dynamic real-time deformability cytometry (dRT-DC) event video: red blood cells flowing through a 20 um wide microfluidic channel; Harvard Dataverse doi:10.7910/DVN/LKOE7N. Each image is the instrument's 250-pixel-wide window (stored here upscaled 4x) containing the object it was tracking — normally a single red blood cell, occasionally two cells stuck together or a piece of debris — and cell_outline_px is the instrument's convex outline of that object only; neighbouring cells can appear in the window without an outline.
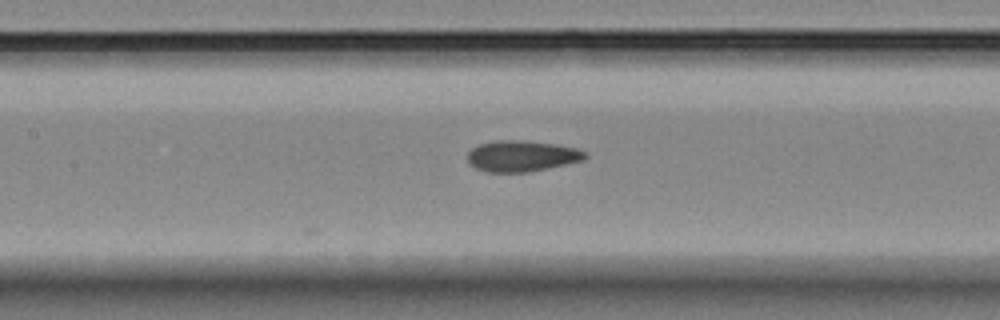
{"species": "Egyptian fruit bat (a non-hibernating species)", "species_latin": "Rousettus aegyptiacus", "temperature_condition": "room temperature", "stored_images_in_passage": 6, "camera_frame_rate_fps": 3000, "um_per_image_px": 0.085, "animal": {"sex": "female"}, "frame": {"image": 1, "passage_image": 5, "time_ms": 5.0, "image_size_px": [1000, 320], "cell_outline_px": [[588, 156], [584, 160], [568, 164], [528, 172], [488, 172], [476, 168], [468, 160], [468, 152], [472, 148], [480, 144], [496, 140], [524, 140], [556, 144], [576, 148], [588, 152]], "centroid_in_image_um": [44.4, 13.26], "position_along_channel_um": 163.0, "area_um2": 21.33}}